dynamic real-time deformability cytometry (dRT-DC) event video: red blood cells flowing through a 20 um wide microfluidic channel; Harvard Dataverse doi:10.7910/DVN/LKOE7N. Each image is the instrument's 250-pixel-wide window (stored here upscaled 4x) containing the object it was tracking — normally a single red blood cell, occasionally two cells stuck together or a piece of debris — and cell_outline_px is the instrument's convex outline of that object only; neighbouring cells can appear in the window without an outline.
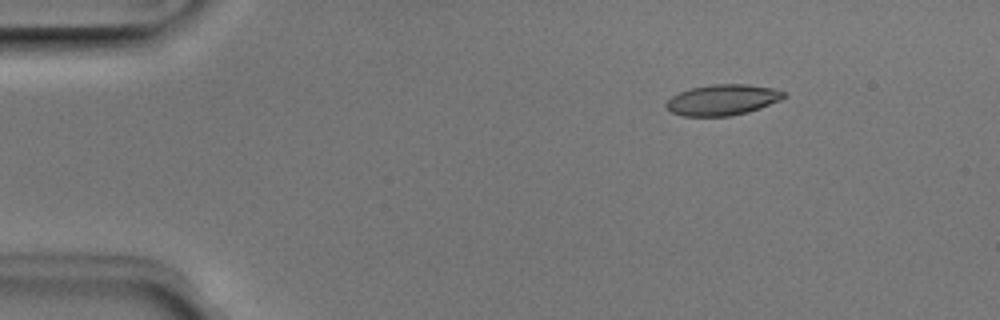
{"species": "Egyptian fruit bat (a non-hibernating species)", "species_latin": "Rousettus aegyptiacus", "temperature_condition": "room temperature", "stored_images_in_passage": 6, "camera_frame_rate_fps": 3000, "um_per_image_px": 0.085, "animal": {"sex": "male"}, "frame": {"image": 1, "passage_image": 6, "time_ms": 1.667, "image_size_px": [1000, 320], "cell_outline_px": [[788, 96], [780, 100], [760, 108], [748, 112], [732, 116], [684, 116], [672, 112], [664, 104], [672, 96], [680, 92], [692, 88], [712, 84], [748, 84], [772, 88], [784, 92]], "centroid_in_image_um": [61.44, 8.49], "position_along_channel_um": 23.6, "area_um2": 21.04}}